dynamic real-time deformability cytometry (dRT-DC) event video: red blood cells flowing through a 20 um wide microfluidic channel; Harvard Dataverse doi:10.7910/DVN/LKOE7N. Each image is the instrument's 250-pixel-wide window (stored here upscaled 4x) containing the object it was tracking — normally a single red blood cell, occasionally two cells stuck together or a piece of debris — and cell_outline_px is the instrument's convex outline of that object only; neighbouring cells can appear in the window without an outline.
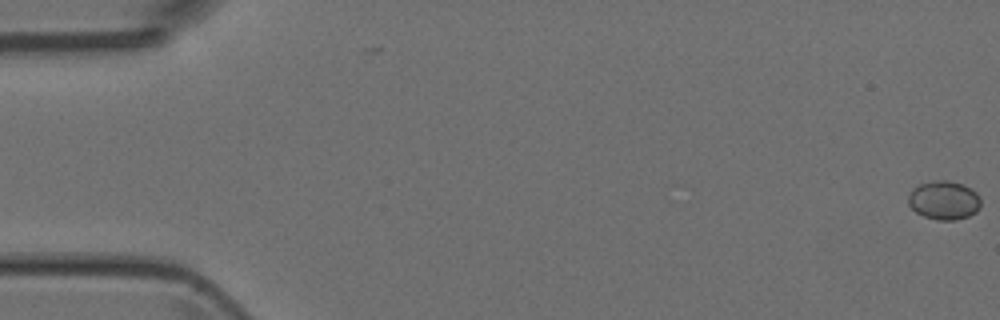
{"species": "Egyptian fruit bat (a non-hibernating species)", "species_latin": "Rousettus aegyptiacus", "temperature_condition": "room temperature", "stored_images_in_passage": 5, "camera_frame_rate_fps": 3000, "um_per_image_px": 0.085, "animal": {"sex": "female"}, "frame": {"image": 1, "passage_image": 1, "time_ms": 0.0, "image_size_px": [1000, 320], "cell_outline_px": [[980, 208], [976, 212], [968, 216], [956, 220], [936, 220], [924, 216], [916, 212], [908, 204], [908, 196], [912, 188], [920, 184], [936, 180], [948, 180], [960, 184], [976, 192], [980, 200]], "centroid_in_image_um": [80.22, 17.03], "position_along_channel_um": 4.8, "area_um2": 16.3}}
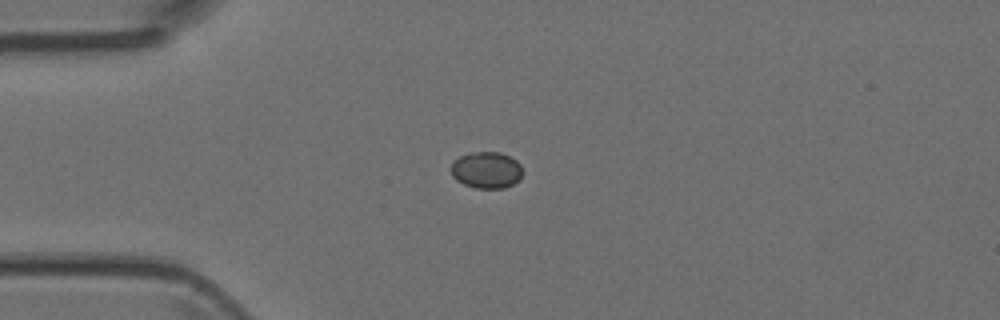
{"frame": {"image": 2, "passage_image": 5, "time_ms": 4.333, "image_size_px": [1000, 320], "cell_outline_px": [[524, 172], [520, 180], [504, 188], [476, 188], [464, 184], [456, 180], [452, 176], [452, 160], [468, 152], [500, 152], [516, 160], [520, 164]], "centroid_in_image_um": [41.36, 14.45], "position_along_channel_um": 43.6, "area_um2": 15.43}}